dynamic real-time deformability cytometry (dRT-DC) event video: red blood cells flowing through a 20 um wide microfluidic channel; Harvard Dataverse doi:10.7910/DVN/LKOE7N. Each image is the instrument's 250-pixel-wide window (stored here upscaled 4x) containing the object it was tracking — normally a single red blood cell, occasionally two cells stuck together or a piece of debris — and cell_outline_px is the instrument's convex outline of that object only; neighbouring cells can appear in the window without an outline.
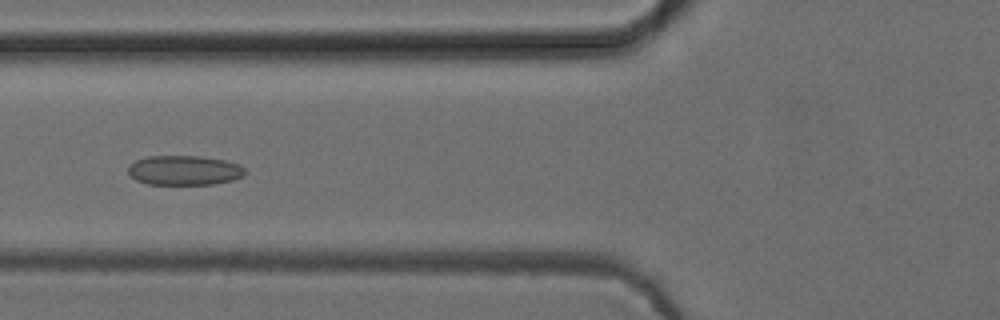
{"species": "common noctule bat (a hibernating species)", "species_latin": "Nyctalus noctula", "temperature_condition": "cold", "stored_images_in_passage": 52, "camera_frame_rate_fps": 3000, "um_per_image_px": 0.085, "animal": {"sex": "female", "body_mass_g": 24.6, "forearm_length_mm": 56.2}, "frame": {"image": 1, "passage_image": 20, "time_ms": 6.333, "image_size_px": [1000, 320], "cell_outline_px": [[248, 172], [244, 176], [232, 180], [212, 184], [148, 184], [136, 180], [128, 172], [128, 168], [136, 160], [148, 156], [200, 156], [224, 160], [240, 164]], "centroid_in_image_um": [15.71, 14.47], "position_along_channel_um": 110.1, "area_um2": 20.17}}
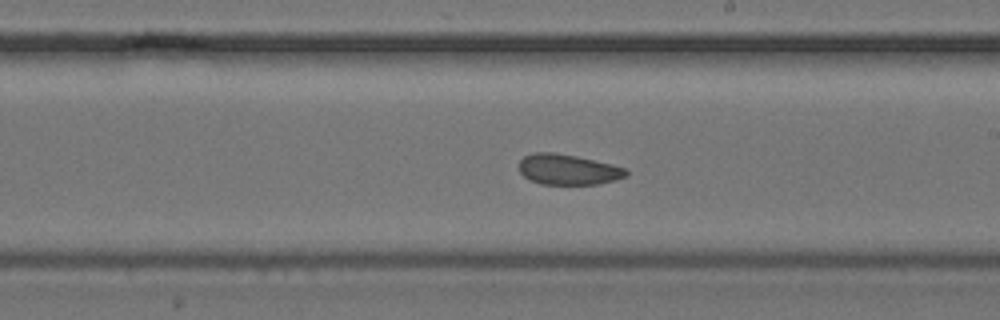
{"frame": {"image": 2, "passage_image": 30, "time_ms": 9.667, "image_size_px": [1000, 320], "cell_outline_px": [[628, 176], [616, 180], [600, 184], [540, 184], [528, 180], [520, 172], [520, 160], [524, 156], [532, 152], [552, 152], [576, 156], [612, 164], [624, 168], [628, 172]], "centroid_in_image_um": [48.28, 14.41], "position_along_channel_um": 240.7, "area_um2": 19.13}}
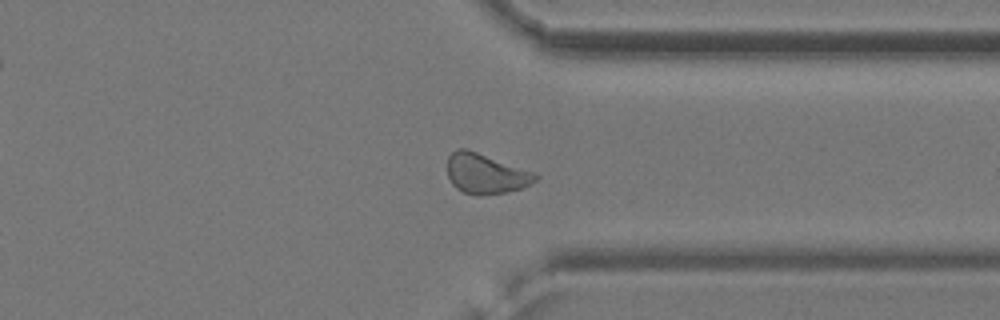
{"frame": {"image": 3, "passage_image": 40, "time_ms": 13.0, "image_size_px": [1000, 320], "cell_outline_px": [[540, 176], [532, 184], [520, 188], [504, 192], [476, 196], [464, 192], [456, 188], [452, 184], [448, 176], [448, 156], [456, 148], [468, 148], [536, 172]], "centroid_in_image_um": [41.3, 14.74], "position_along_channel_um": 370.1, "area_um2": 20.87}, "authors_computed_cell_mechanics": {"area_um2": 20.3745, "velocity_mm_per_s": 3.906, "shape_relaxation_time_tau1_ms": null, "shape_relaxation_time_tau2_ms": 2.8338, "deformation_change_tau1": null, "deformation_change_tau2": 0.0876}}